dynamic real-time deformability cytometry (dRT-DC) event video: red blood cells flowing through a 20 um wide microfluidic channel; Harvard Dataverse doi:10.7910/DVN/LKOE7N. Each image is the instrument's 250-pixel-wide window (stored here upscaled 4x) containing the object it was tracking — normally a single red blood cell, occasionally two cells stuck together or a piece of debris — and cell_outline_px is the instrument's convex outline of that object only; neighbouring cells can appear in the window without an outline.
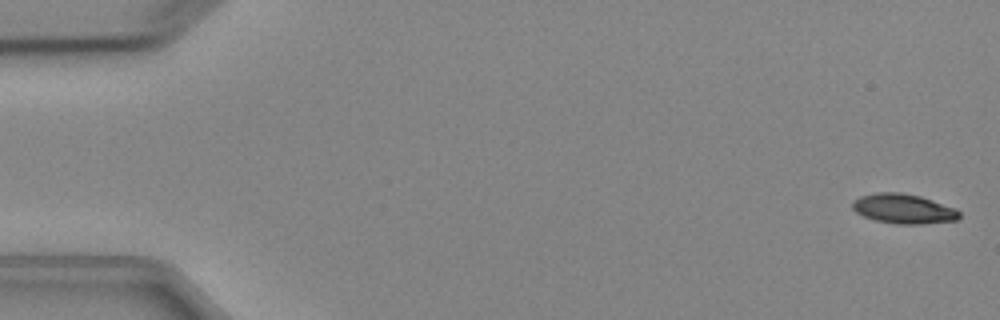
{"species": "Egyptian fruit bat (a non-hibernating species)", "species_latin": "Rousettus aegyptiacus", "temperature_condition": "cold", "stored_images_in_passage": 5, "segment_of_instrument_passage": [1, 2], "camera_frame_rate_fps": 3000, "um_per_image_px": 0.085, "animal": {"sex": "female"}, "frame": {"image": 1, "passage_image": 1, "time_ms": 0.0, "image_size_px": [1000, 320], "cell_outline_px": [[960, 216], [956, 220], [920, 224], [896, 224], [876, 220], [864, 216], [856, 212], [852, 208], [852, 200], [860, 196], [876, 192], [900, 192], [920, 196], [956, 208], [960, 212]], "centroid_in_image_um": [76.78, 17.74], "position_along_channel_um": 8.2, "area_um2": 18.5}}
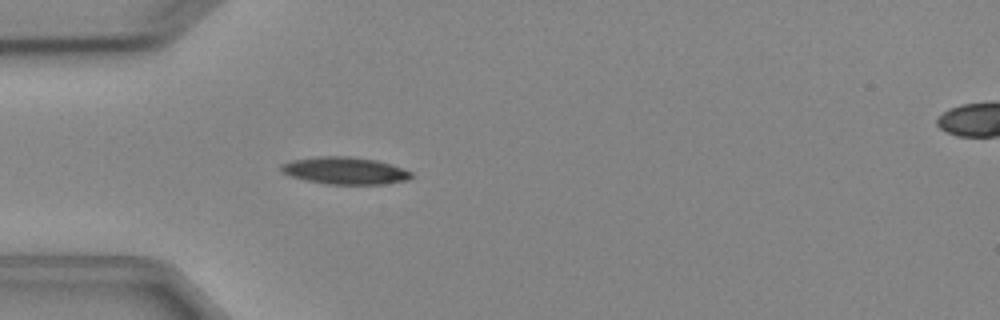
{"frame": {"image": 2, "passage_image": 4, "time_ms": 4.667, "image_size_px": [1000, 320], "cell_outline_px": [[412, 176], [408, 180], [384, 184], [328, 184], [308, 180], [292, 176], [284, 172], [280, 168], [280, 164], [292, 160], [316, 156], [352, 156], [376, 160], [392, 164], [412, 172]], "centroid_in_image_um": [29.35, 14.49], "position_along_channel_um": 55.7, "area_um2": 20.58}}